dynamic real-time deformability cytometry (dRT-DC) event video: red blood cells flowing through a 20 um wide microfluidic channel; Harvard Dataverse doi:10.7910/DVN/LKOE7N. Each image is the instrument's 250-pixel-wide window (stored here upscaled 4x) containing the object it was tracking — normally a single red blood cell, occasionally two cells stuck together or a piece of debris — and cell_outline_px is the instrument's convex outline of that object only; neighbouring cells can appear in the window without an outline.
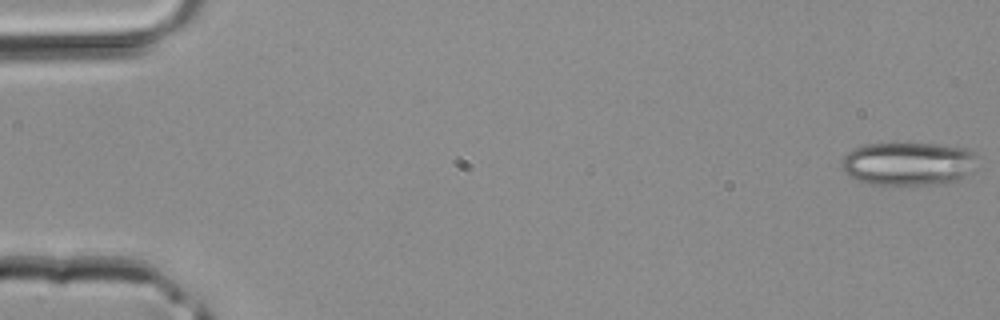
{"species": "common noctule bat (a hibernating species)", "species_latin": "Nyctalus noctula", "temperature_condition": "room temperature", "stored_images_in_passage": 42, "segment_of_instrument_passage": [1, 2], "camera_frame_rate_fps": 3000, "um_per_image_px": 0.085, "animal": {"sex": "male", "body_mass_g": 20.4}, "frame": {"image": 1, "passage_image": 1, "time_ms": 0.0, "image_size_px": [1000, 320], "cell_outline_px": [[976, 156], [972, 172], [956, 180], [944, 184], [872, 184], [848, 176], [844, 172], [840, 164], [840, 160], [848, 152], [864, 144], [932, 144], [964, 148], [972, 152]], "centroid_in_image_um": [77.17, 13.92], "position_along_channel_um": 7.8, "area_um2": 33.93}}